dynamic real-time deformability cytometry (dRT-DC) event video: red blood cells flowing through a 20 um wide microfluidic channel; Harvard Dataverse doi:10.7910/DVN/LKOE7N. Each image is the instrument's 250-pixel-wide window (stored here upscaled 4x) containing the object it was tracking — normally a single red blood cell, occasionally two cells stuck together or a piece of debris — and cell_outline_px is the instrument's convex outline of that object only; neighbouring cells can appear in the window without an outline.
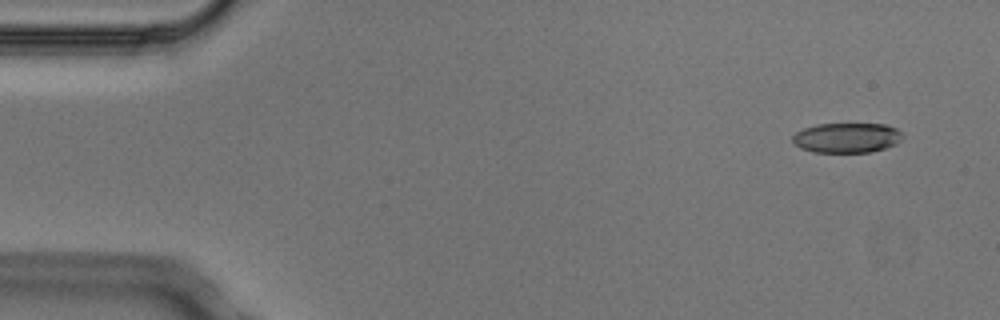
{"species": "Egyptian fruit bat (a non-hibernating species)", "species_latin": "Rousettus aegyptiacus", "temperature_condition": "cold", "stored_images_in_passage": 4, "camera_frame_rate_fps": 3000, "um_per_image_px": 0.085, "animal": {"sex": "male"}, "frame": {"image": 1, "passage_image": 2, "time_ms": 0.333, "image_size_px": [1000, 320], "cell_outline_px": [[904, 136], [896, 144], [884, 148], [868, 152], [812, 152], [800, 148], [792, 140], [792, 136], [796, 132], [804, 128], [816, 124], [884, 124], [896, 128]], "centroid_in_image_um": [71.96, 11.71], "position_along_channel_um": 13.0, "area_um2": 19.13}}
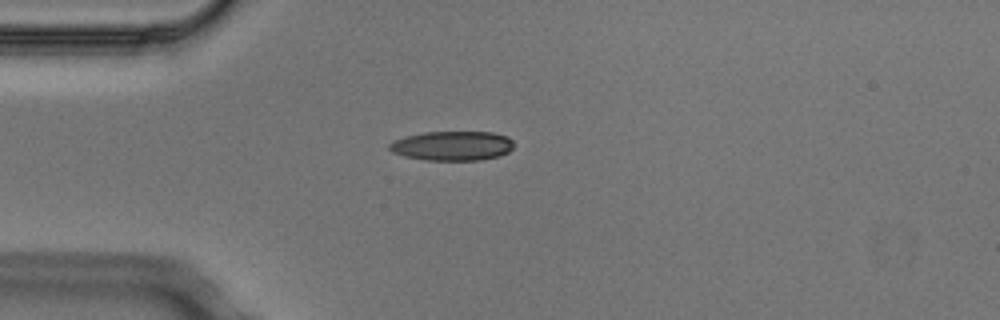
{"frame": {"image": 2, "passage_image": 4, "time_ms": 1.0, "image_size_px": [1000, 320], "cell_outline_px": [[512, 148], [508, 152], [500, 156], [480, 160], [424, 160], [404, 156], [392, 152], [388, 148], [388, 144], [392, 140], [404, 136], [424, 132], [492, 132], [508, 136], [512, 140]], "centroid_in_image_um": [38.41, 12.39], "position_along_channel_um": 46.6, "area_um2": 21.56}}